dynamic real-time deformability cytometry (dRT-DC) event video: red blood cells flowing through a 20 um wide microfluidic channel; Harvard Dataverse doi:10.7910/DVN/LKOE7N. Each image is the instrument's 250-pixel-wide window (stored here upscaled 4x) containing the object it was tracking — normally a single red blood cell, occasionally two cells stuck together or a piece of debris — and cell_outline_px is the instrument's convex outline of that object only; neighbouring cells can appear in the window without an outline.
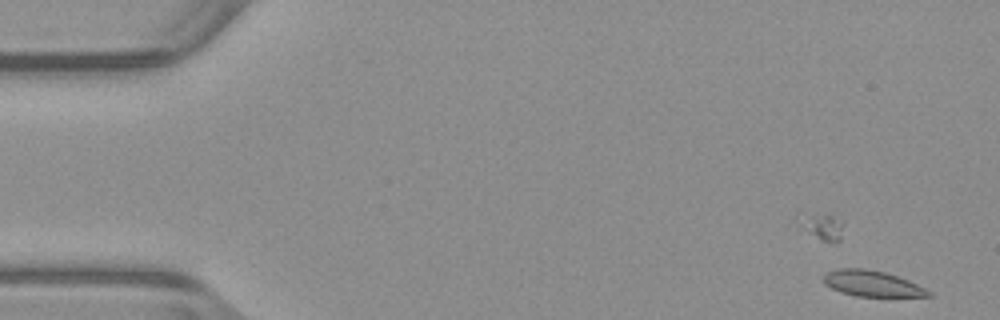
{"species": "common noctule bat (a hibernating species)", "species_latin": "Nyctalus noctula", "temperature_condition": "warm", "stored_images_in_passage": 50, "camera_frame_rate_fps": 3000, "um_per_image_px": 0.085, "animal": {"sex": "male", "body_mass_g": 23.1, "forearm_length_mm": 52.7}, "frame": {"image": 1, "passage_image": 1, "time_ms": 0.0, "image_size_px": [1000, 320], "cell_outline_px": [[932, 296], [856, 296], [840, 292], [824, 284], [824, 272], [836, 268], [864, 268], [884, 272], [908, 280], [932, 292]], "centroid_in_image_um": [74.07, 24.09], "position_along_channel_um": 10.9, "area_um2": 15.72}}
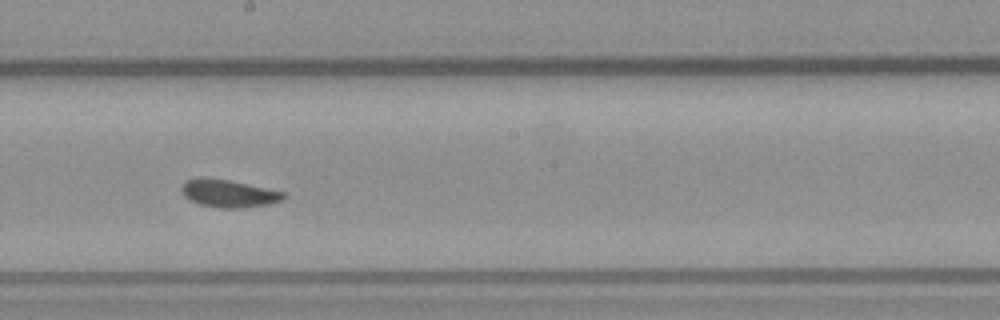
{"frame": {"image": 2, "passage_image": 28, "time_ms": 9.0, "image_size_px": [1000, 320], "cell_outline_px": [[288, 196], [284, 200], [268, 204], [240, 208], [220, 208], [200, 204], [184, 196], [180, 192], [180, 184], [184, 180], [228, 180], [284, 192]], "centroid_in_image_um": [19.46, 16.47], "position_along_channel_um": 228.7, "area_um2": 15.95}}
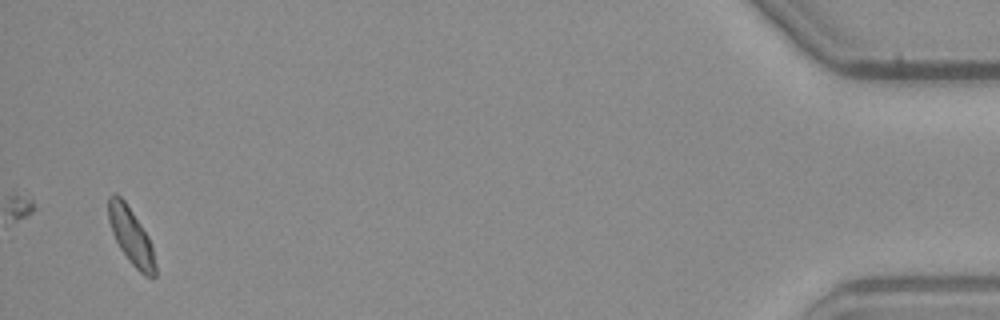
{"frame": {"image": 3, "passage_image": 50, "time_ms": 16.333, "image_size_px": [1000, 320], "cell_outline_px": [[156, 276], [152, 280], [144, 276], [128, 260], [120, 248], [112, 232], [108, 220], [108, 196], [112, 192], [116, 192], [124, 200], [148, 236], [152, 244], [156, 264]], "centroid_in_image_um": [11.15, 20.1], "position_along_channel_um": 424.1, "area_um2": 15.61}, "authors_computed_cell_mechanics": {"area_um2": 16.0973, "velocity_mm_per_s": 3.9144, "shape_relaxation_time_tau1_ms": 6.4577, "shape_relaxation_time_tau2_ms": 1.0622, "deformation_change_tau1": 0.1168, "deformation_change_tau2": 0.0519}}